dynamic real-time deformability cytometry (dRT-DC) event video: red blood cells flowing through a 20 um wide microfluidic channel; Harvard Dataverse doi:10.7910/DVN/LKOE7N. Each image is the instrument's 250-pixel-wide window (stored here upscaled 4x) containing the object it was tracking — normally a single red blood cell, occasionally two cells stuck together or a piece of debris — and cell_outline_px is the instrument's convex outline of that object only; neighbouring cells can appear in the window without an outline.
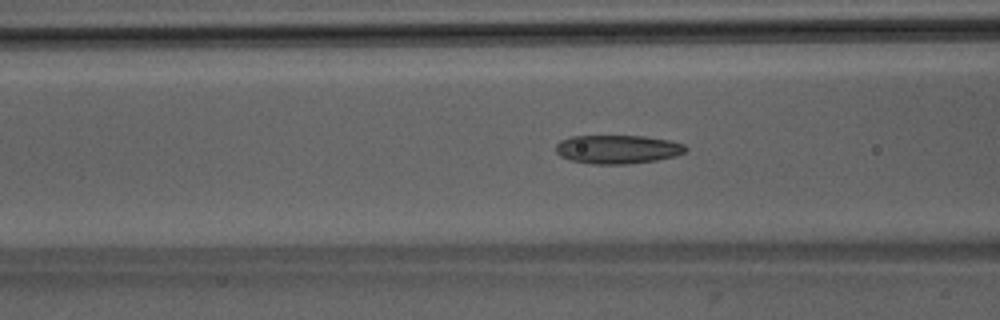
{"species": "Egyptian fruit bat (a non-hibernating species)", "species_latin": "Rousettus aegyptiacus", "temperature_condition": "room temperature", "stored_images_in_passage": 46, "camera_frame_rate_fps": 3000, "um_per_image_px": 0.085, "animal": {"sex": "male"}, "frame": {"image": 1, "passage_image": 15, "time_ms": 4.667, "image_size_px": [1000, 320], "cell_outline_px": [[688, 148], [684, 152], [676, 156], [656, 160], [628, 164], [592, 164], [568, 160], [560, 156], [556, 152], [556, 144], [560, 140], [572, 136], [644, 136], [668, 140], [684, 144]], "centroid_in_image_um": [52.47, 12.69], "position_along_channel_um": 114.1, "area_um2": 21.79}}
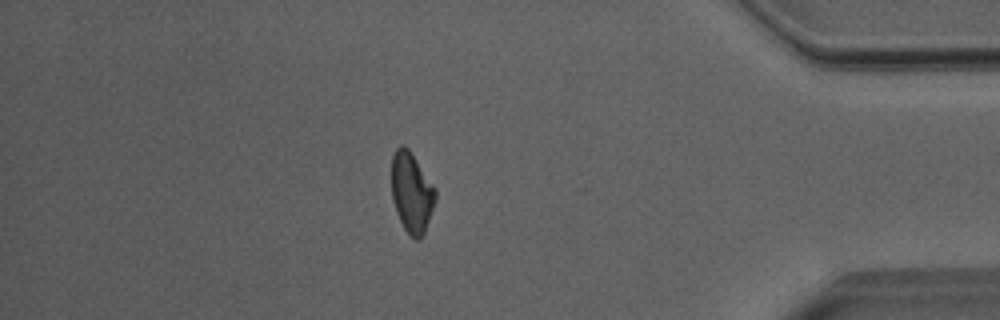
{"frame": {"image": 2, "passage_image": 39, "time_ms": 12.667, "image_size_px": [1000, 320], "cell_outline_px": [[436, 200], [424, 232], [420, 240], [416, 240], [404, 228], [396, 212], [392, 196], [392, 156], [396, 148], [400, 144], [404, 144], [408, 148], [436, 188]], "centroid_in_image_um": [34.99, 16.33], "position_along_channel_um": 400.2, "area_um2": 20.4}}
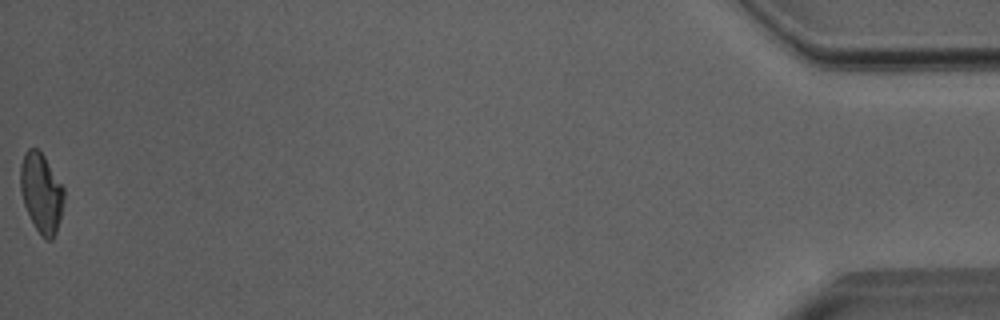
{"frame": {"image": 3, "passage_image": 46, "time_ms": 15.0, "image_size_px": [1000, 320], "cell_outline_px": [[64, 200], [60, 220], [56, 232], [52, 240], [48, 240], [36, 228], [24, 204], [20, 188], [20, 168], [24, 152], [28, 148], [36, 148], [44, 156], [64, 188]], "centroid_in_image_um": [3.51, 16.36], "position_along_channel_um": 431.7, "area_um2": 19.88}, "authors_computed_cell_mechanics": {"area_um2": 21.2126, "velocity_mm_per_s": 4.0397, "shape_relaxation_time_tau1_ms": null, "shape_relaxation_time_tau2_ms": 2.8511, "deformation_change_tau1": null, "deformation_change_tau2": 0.1061}}